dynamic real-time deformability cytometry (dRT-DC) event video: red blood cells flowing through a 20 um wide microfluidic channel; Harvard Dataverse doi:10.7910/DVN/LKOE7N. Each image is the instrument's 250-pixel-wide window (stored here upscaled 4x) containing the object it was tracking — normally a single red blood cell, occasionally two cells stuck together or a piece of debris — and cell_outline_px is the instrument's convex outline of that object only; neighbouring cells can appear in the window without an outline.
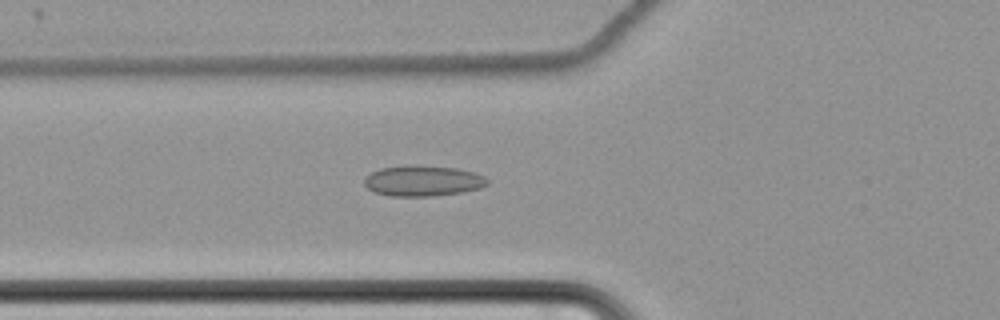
{"species": "common noctule bat (a hibernating species)", "species_latin": "Nyctalus noctula", "temperature_condition": "cold", "stored_images_in_passage": 46, "camera_frame_rate_fps": 3000, "um_per_image_px": 0.085, "animal": {"sex": "female", "body_mass_g": 22.7, "forearm_length_mm": 54.2}, "frame": {"image": 1, "passage_image": 9, "time_ms": 2.667, "image_size_px": [1000, 320], "cell_outline_px": [[488, 184], [480, 188], [460, 192], [432, 196], [388, 196], [376, 192], [368, 188], [364, 184], [364, 180], [372, 172], [380, 168], [456, 168], [476, 172], [484, 176], [488, 180]], "centroid_in_image_um": [35.99, 15.42], "position_along_channel_um": 89.8, "area_um2": 20.92}}
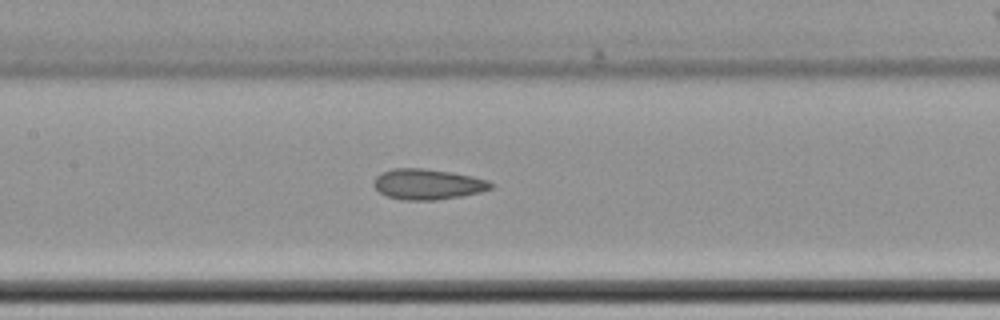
{"frame": {"image": 2, "passage_image": 16, "time_ms": 5.0, "image_size_px": [1000, 320], "cell_outline_px": [[496, 184], [492, 188], [480, 192], [464, 196], [436, 200], [400, 200], [388, 196], [380, 192], [372, 184], [376, 176], [392, 168], [424, 168], [452, 172], [472, 176], [488, 180]], "centroid_in_image_um": [36.39, 15.66], "position_along_channel_um": 171.0, "area_um2": 21.04}}
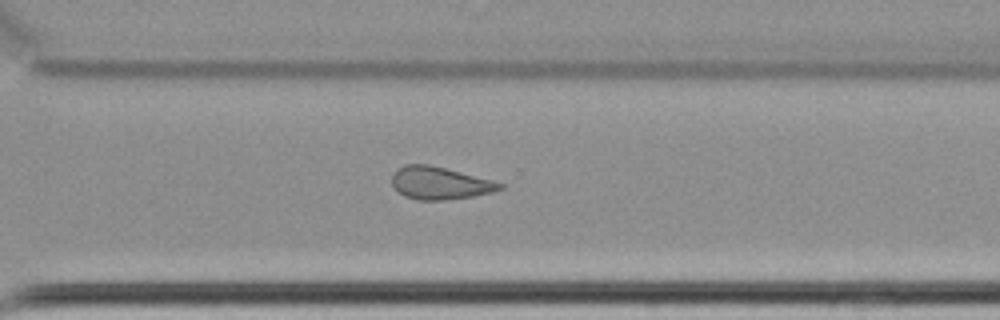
{"frame": {"image": 3, "passage_image": 30, "time_ms": 9.667, "image_size_px": [1000, 320], "cell_outline_px": [[504, 188], [492, 192], [472, 196], [444, 200], [420, 200], [404, 196], [392, 184], [392, 172], [396, 168], [404, 164], [428, 164], [492, 180], [504, 184]], "centroid_in_image_um": [37.35, 15.55], "position_along_channel_um": 333.2, "area_um2": 20.35}, "authors_computed_cell_mechanics": {"area_um2": 20.9236, "velocity_mm_per_s": 3.4778, "shape_relaxation_time_tau1_ms": null, "shape_relaxation_time_tau2_ms": 4.7098, "deformation_change_tau1": null, "deformation_change_tau2": 0.1173}}